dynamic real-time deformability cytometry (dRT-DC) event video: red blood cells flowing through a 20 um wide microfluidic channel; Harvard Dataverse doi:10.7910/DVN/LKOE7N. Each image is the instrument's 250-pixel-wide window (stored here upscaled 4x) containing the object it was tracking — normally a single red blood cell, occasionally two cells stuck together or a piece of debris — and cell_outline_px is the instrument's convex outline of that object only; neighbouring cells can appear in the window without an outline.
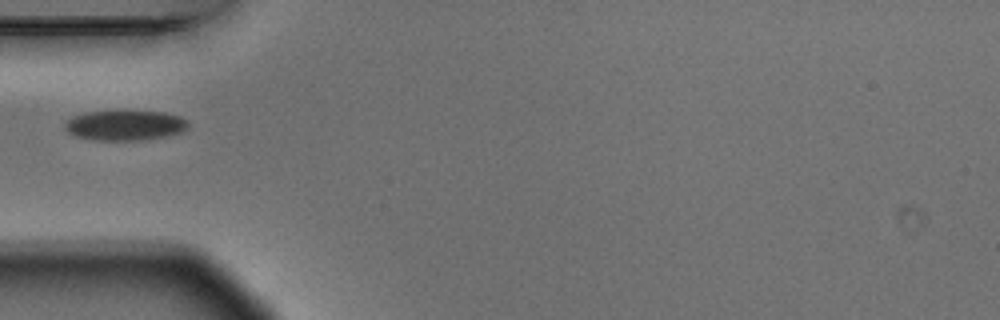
{"species": "Egyptian fruit bat (a non-hibernating species)", "species_latin": "Rousettus aegyptiacus", "temperature_condition": "warm", "stored_images_in_passage": 3, "camera_frame_rate_fps": 3000, "um_per_image_px": 0.085, "animal": {"sex": "male"}, "frame": {"image": 1, "passage_image": 3, "time_ms": 0.667, "image_size_px": [1000, 320], "cell_outline_px": [[188, 128], [180, 132], [164, 136], [144, 140], [96, 140], [76, 136], [68, 132], [64, 128], [64, 124], [72, 116], [88, 112], [120, 108], [164, 112], [180, 116], [188, 120]], "centroid_in_image_um": [10.63, 10.6], "position_along_channel_um": 74.4, "area_um2": 22.43}}